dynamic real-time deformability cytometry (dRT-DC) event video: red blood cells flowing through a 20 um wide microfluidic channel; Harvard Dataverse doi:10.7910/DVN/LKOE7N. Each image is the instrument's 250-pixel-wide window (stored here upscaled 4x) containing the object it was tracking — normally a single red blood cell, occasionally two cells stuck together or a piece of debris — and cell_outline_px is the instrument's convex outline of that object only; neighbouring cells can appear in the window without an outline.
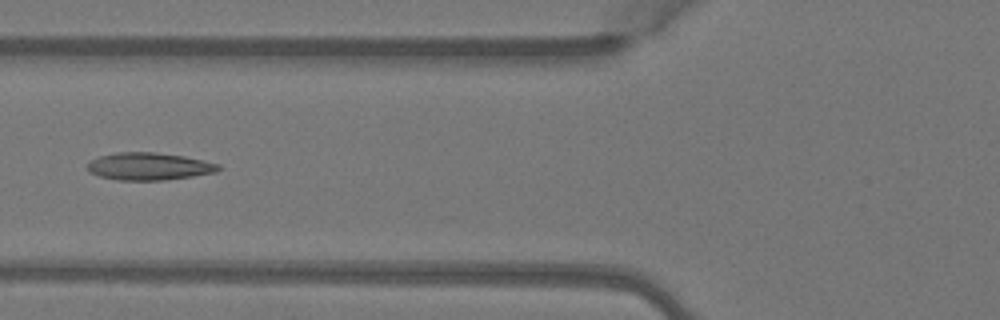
{"species": "Egyptian fruit bat (a non-hibernating species)", "species_latin": "Rousettus aegyptiacus", "temperature_condition": "warm", "stored_images_in_passage": 4, "camera_frame_rate_fps": 3000, "um_per_image_px": 0.085, "animal": {"sex": "female"}, "frame": {"image": 1, "passage_image": 4, "time_ms": 1.0, "image_size_px": [1000, 320], "cell_outline_px": [[220, 168], [216, 172], [192, 176], [164, 180], [116, 180], [100, 176], [88, 172], [88, 160], [100, 156], [116, 152], [156, 152], [184, 156], [220, 164]], "centroid_in_image_um": [12.63, 14.14], "position_along_channel_um": 113.2, "area_um2": 20.98}}